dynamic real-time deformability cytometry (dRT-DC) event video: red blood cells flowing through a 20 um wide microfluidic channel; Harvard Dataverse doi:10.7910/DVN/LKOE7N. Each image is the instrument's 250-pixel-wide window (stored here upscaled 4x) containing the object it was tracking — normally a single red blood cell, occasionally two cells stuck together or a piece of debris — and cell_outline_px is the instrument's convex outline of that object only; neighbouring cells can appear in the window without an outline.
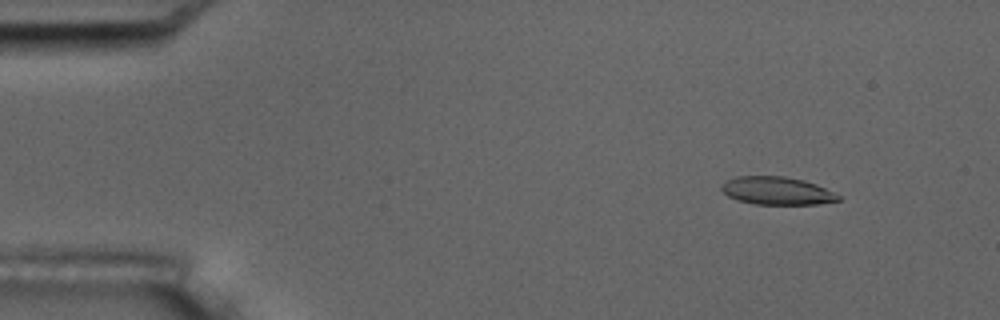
{"species": "common noctule bat (a hibernating species)", "species_latin": "Nyctalus noctula", "temperature_condition": "room temperature", "stored_images_in_passage": 5, "camera_frame_rate_fps": 3000, "um_per_image_px": 0.085, "animal": {"sex": "male", "body_mass_g": 17.5, "forearm_length_mm": 52.3}, "frame": {"image": 1, "passage_image": 2, "time_ms": 1.333, "image_size_px": [1000, 320], "cell_outline_px": [[840, 200], [816, 204], [752, 204], [736, 200], [728, 196], [720, 188], [728, 180], [736, 176], [784, 176], [804, 180], [816, 184], [840, 196]], "centroid_in_image_um": [66.02, 16.22], "position_along_channel_um": 19.0, "area_um2": 18.84}}
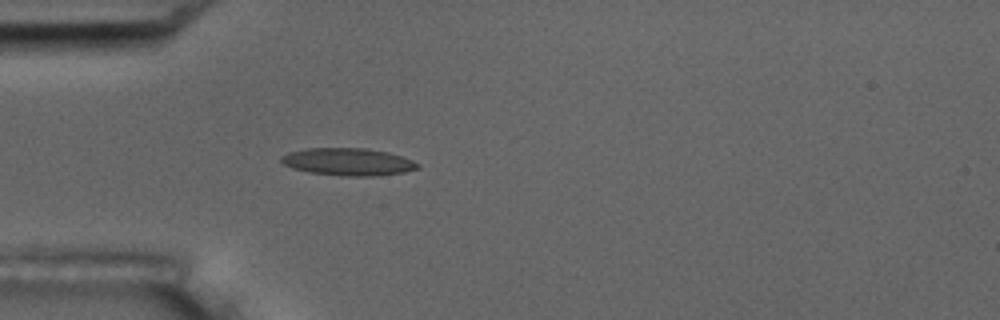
{"frame": {"image": 2, "passage_image": 5, "time_ms": 4.667, "image_size_px": [1000, 320], "cell_outline_px": [[420, 168], [404, 172], [372, 176], [348, 176], [312, 172], [292, 168], [284, 164], [280, 160], [280, 156], [288, 152], [308, 148], [364, 148], [388, 152], [412, 160], [420, 164]], "centroid_in_image_um": [29.59, 13.74], "position_along_channel_um": 55.4, "area_um2": 21.62}}